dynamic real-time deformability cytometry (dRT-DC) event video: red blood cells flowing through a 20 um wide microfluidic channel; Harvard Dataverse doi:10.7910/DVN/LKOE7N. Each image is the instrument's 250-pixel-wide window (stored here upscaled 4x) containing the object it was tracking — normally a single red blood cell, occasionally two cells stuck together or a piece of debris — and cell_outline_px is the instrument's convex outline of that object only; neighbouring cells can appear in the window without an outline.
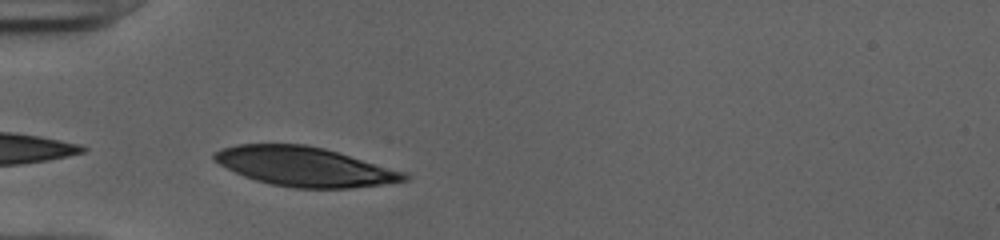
{"species": "human", "species_latin": "Homo sapiens", "temperature_condition": "cold", "stored_images_in_passage": 28, "camera_frame_rate_fps": 3000, "um_per_image_px": 0.085, "donor": {"sex": "female"}, "frame": {"image": 1, "passage_image": 1, "time_ms": 0.0, "image_size_px": [1000, 240], "cell_outline_px": [[412, 180], [384, 184], [352, 188], [292, 188], [272, 184], [256, 180], [244, 176], [212, 160], [212, 152], [220, 148], [236, 144], [304, 144], [324, 148], [408, 172], [412, 176]], "centroid_in_image_um": [25.94, 14.16], "position_along_channel_um": 59.1, "area_um2": 43.99}}
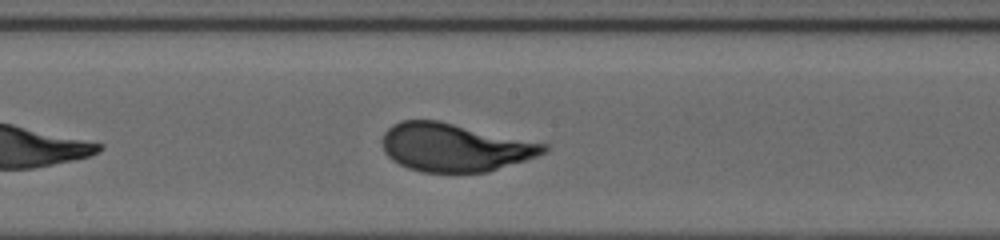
{"frame": {"image": 2, "passage_image": 13, "time_ms": 4.0, "image_size_px": [1000, 240], "cell_outline_px": [[548, 152], [488, 172], [420, 172], [408, 168], [392, 160], [384, 152], [380, 140], [384, 132], [392, 124], [400, 120], [440, 120], [548, 144]], "centroid_in_image_um": [38.61, 12.51], "position_along_channel_um": 209.6, "area_um2": 45.6}}
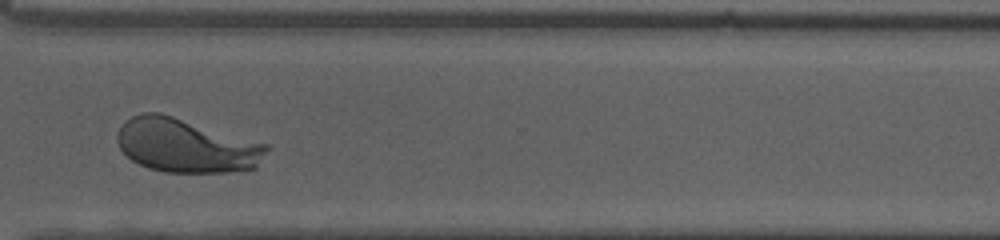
{"frame": {"image": 3, "passage_image": 24, "time_ms": 7.667, "image_size_px": [1000, 240], "cell_outline_px": [[268, 148], [256, 168], [228, 172], [164, 172], [148, 168], [132, 160], [120, 148], [116, 140], [116, 132], [124, 120], [132, 116], [144, 112], [160, 112], [268, 144]], "centroid_in_image_um": [15.79, 12.36], "position_along_channel_um": 354.8, "area_um2": 46.93}, "authors_computed_cell_mechanics": {"area_um2": 45.4308, "velocity_mm_per_s": 3.9586, "shape_relaxation_time_tau1_ms": 2.9113, "shape_relaxation_time_tau2_ms": null, "deformation_change_tau1": 0.1742, "deformation_change_tau2": null}}